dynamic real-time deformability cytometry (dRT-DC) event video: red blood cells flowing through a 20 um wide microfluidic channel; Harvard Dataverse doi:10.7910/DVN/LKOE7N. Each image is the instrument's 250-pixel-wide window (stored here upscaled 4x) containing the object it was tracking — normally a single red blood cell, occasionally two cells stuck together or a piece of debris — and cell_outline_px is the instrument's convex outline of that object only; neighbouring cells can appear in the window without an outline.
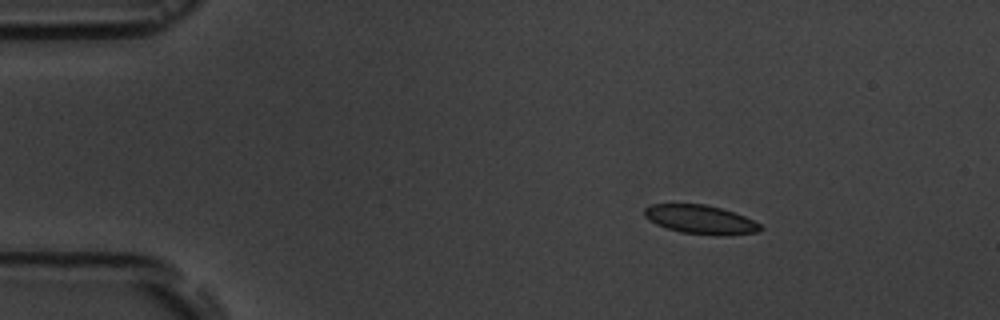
{"species": "common noctule bat (a hibernating species)", "species_latin": "Nyctalus noctula", "temperature_condition": "room temperature", "stored_images_in_passage": 7, "camera_frame_rate_fps": 3000, "um_per_image_px": 0.085, "animal": {"sex": "male", "body_mass_g": 19.5, "forearm_length_mm": 54.6}, "frame": {"image": 1, "passage_image": 1, "time_ms": 0.0, "image_size_px": [1000, 320], "cell_outline_px": [[764, 228], [756, 232], [716, 236], [680, 232], [656, 224], [648, 220], [644, 216], [644, 208], [652, 204], [704, 204], [720, 208], [744, 216], [760, 224]], "centroid_in_image_um": [59.51, 18.66], "position_along_channel_um": 25.5, "area_um2": 19.36}}
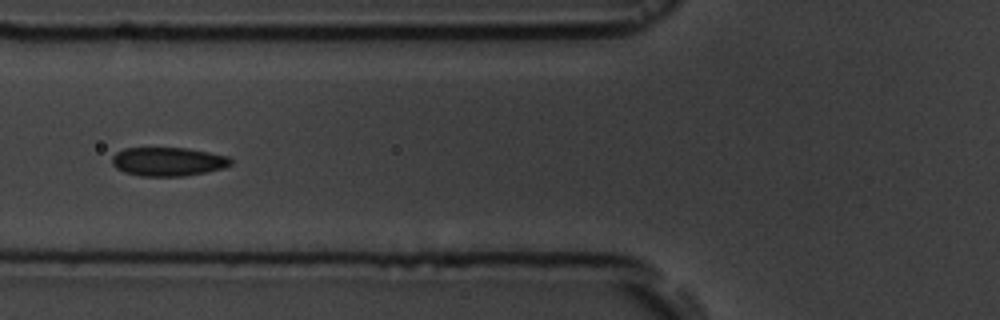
{"frame": {"image": 2, "passage_image": 4, "time_ms": 4.333, "image_size_px": [1000, 320], "cell_outline_px": [[232, 164], [224, 168], [184, 176], [140, 176], [124, 172], [116, 168], [112, 164], [112, 156], [116, 152], [124, 148], [188, 148], [228, 156], [232, 160]], "centroid_in_image_um": [14.27, 13.73], "position_along_channel_um": 111.5, "area_um2": 19.94}}
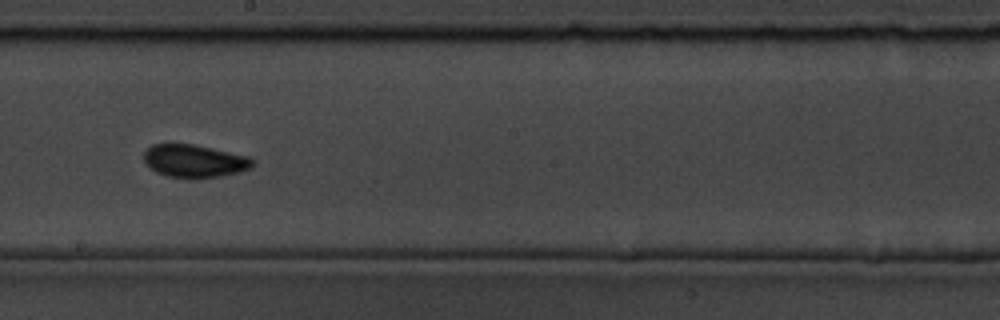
{"frame": {"image": 3, "passage_image": 7, "time_ms": 7.667, "image_size_px": [1000, 320], "cell_outline_px": [[256, 164], [252, 168], [240, 172], [220, 176], [196, 180], [192, 180], [168, 176], [156, 172], [148, 168], [144, 160], [144, 152], [152, 144], [192, 144], [212, 148], [248, 156], [256, 160]], "centroid_in_image_um": [16.55, 13.71], "position_along_channel_um": 231.6, "area_um2": 21.33}}